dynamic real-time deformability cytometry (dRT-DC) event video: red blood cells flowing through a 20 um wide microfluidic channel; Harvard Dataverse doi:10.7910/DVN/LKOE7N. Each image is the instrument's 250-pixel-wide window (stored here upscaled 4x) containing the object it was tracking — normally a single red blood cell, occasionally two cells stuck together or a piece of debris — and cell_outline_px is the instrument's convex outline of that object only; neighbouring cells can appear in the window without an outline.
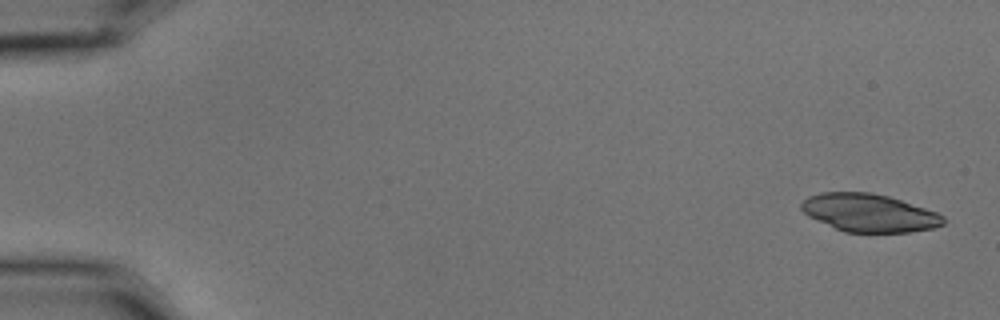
{"species": "common noctule bat (a hibernating species)", "species_latin": "Nyctalus noctula", "temperature_condition": "cold", "stored_images_in_passage": 4, "camera_frame_rate_fps": 3000, "um_per_image_px": 0.085, "animal": {"sex": "male", "body_mass_g": 15.6}, "frame": {"image": 1, "passage_image": 1, "time_ms": 0.0, "image_size_px": [1000, 320], "cell_outline_px": [[944, 224], [932, 228], [908, 232], [844, 232], [808, 216], [800, 208], [800, 204], [808, 196], [820, 192], [872, 192], [888, 196], [936, 212], [944, 216]], "centroid_in_image_um": [73.84, 18.08], "position_along_channel_um": 11.2, "area_um2": 31.21}}